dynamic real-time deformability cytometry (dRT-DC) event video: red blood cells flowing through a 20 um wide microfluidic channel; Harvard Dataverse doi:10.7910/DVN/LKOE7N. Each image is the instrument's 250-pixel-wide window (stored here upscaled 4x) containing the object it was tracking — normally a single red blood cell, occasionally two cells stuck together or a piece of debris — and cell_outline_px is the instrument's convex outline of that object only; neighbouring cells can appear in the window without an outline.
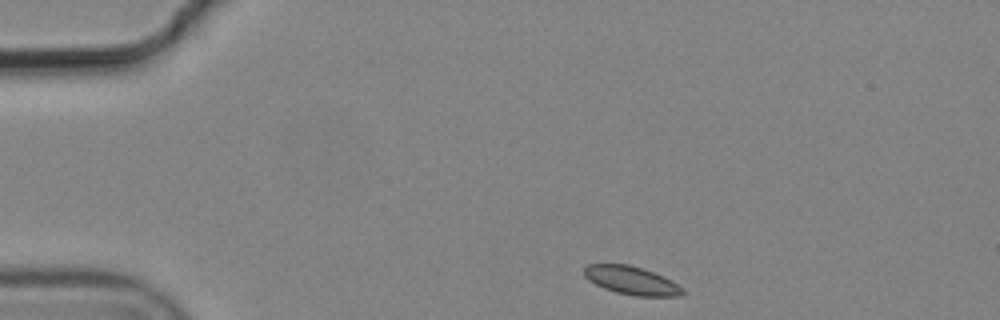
{"species": "common noctule bat (a hibernating species)", "species_latin": "Nyctalus noctula", "temperature_condition": "cold", "stored_images_in_passage": 4, "camera_frame_rate_fps": 3000, "um_per_image_px": 0.085, "animal": {"sex": "male", "body_mass_g": 19.2, "forearm_length_mm": 51.8}, "frame": {"image": 1, "passage_image": 1, "time_ms": 0.0, "image_size_px": [1000, 320], "cell_outline_px": [[684, 292], [680, 296], [636, 296], [616, 292], [604, 288], [588, 280], [584, 276], [584, 264], [628, 264], [644, 268], [672, 280], [684, 288]], "centroid_in_image_um": [53.68, 23.83], "position_along_channel_um": 31.3, "area_um2": 16.36}}